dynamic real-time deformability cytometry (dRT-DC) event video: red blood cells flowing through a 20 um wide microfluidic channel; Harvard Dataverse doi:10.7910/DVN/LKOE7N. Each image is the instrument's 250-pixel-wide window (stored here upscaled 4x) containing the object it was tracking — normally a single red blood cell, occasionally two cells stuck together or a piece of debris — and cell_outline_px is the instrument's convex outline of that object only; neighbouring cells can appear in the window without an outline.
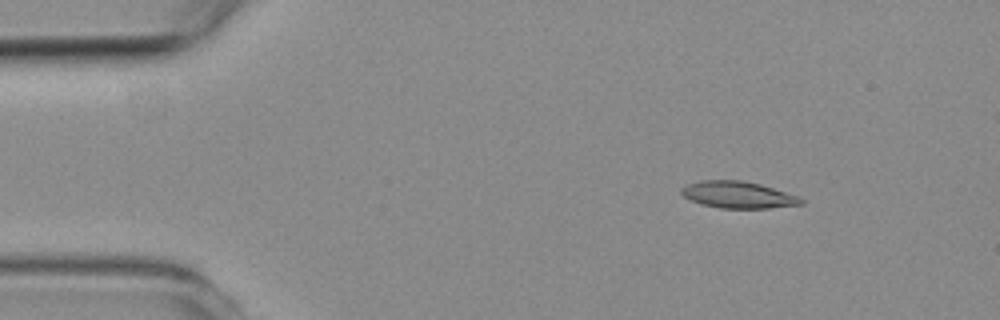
{"species": "common noctule bat (a hibernating species)", "species_latin": "Nyctalus noctula", "temperature_condition": "room temperature", "stored_images_in_passage": 6, "camera_frame_rate_fps": 3000, "um_per_image_px": 0.085, "animal": {"sex": "female", "body_mass_g": 19.3, "forearm_length_mm": 54.1}, "frame": {"image": 1, "passage_image": 3, "time_ms": 2.0, "image_size_px": [1000, 320], "cell_outline_px": [[804, 204], [768, 208], [720, 208], [700, 204], [684, 196], [680, 192], [680, 188], [688, 184], [700, 180], [744, 180], [760, 184], [796, 196], [804, 200]], "centroid_in_image_um": [62.7, 16.55], "position_along_channel_um": 22.3, "area_um2": 18.55}}